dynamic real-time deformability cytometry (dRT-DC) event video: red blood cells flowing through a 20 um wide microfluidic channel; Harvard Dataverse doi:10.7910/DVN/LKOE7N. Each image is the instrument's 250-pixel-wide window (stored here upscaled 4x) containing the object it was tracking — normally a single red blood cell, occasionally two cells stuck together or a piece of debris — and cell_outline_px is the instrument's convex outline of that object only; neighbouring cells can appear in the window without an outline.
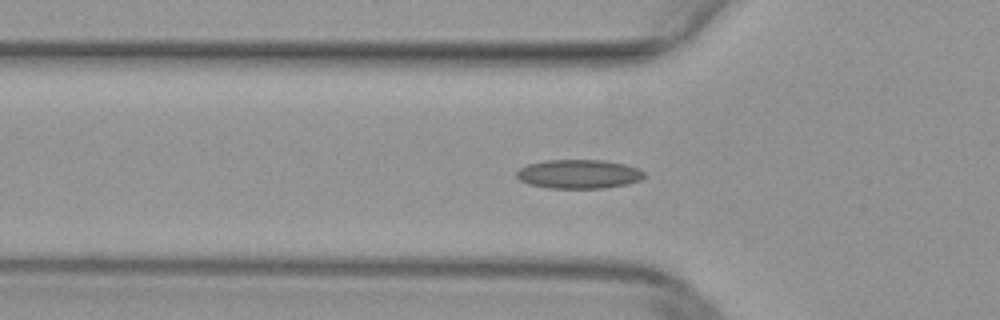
{"species": "common noctule bat (a hibernating species)", "species_latin": "Nyctalus noctula", "temperature_condition": "warm", "stored_images_in_passage": 42, "camera_frame_rate_fps": 3000, "um_per_image_px": 0.085, "animal": {"sex": "female", "body_mass_g": 29.2, "forearm_length_mm": 56.3}, "frame": {"image": 1, "passage_image": 12, "time_ms": 3.667, "image_size_px": [1000, 320], "cell_outline_px": [[644, 176], [640, 180], [628, 184], [604, 188], [548, 188], [528, 184], [520, 180], [516, 176], [516, 172], [520, 168], [528, 164], [544, 160], [604, 160], [624, 164], [636, 168], [644, 172]], "centroid_in_image_um": [49.17, 14.79], "position_along_channel_um": 76.6, "area_um2": 21.56}}
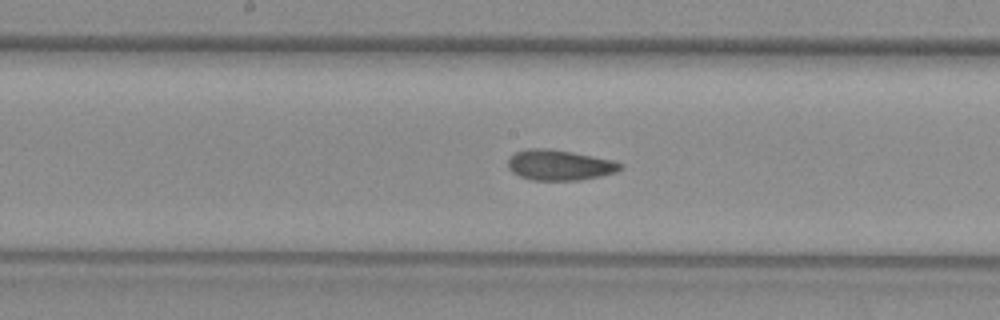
{"frame": {"image": 2, "passage_image": 21, "time_ms": 6.667, "image_size_px": [1000, 320], "cell_outline_px": [[624, 168], [616, 172], [600, 176], [580, 180], [532, 180], [520, 176], [512, 172], [508, 168], [508, 156], [524, 148], [548, 148], [572, 152], [616, 160], [624, 164]], "centroid_in_image_um": [47.58, 14.02], "position_along_channel_um": 200.6, "area_um2": 20.29}}
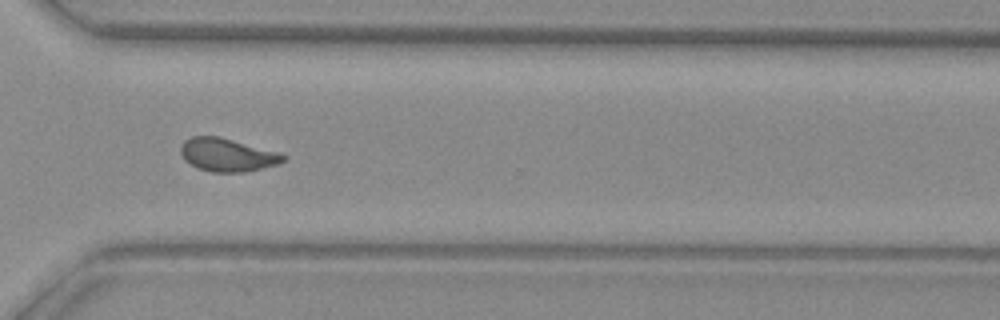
{"frame": {"image": 3, "passage_image": 32, "time_ms": 10.333, "image_size_px": [1000, 320], "cell_outline_px": [[288, 156], [284, 160], [276, 164], [244, 172], [212, 172], [200, 168], [184, 160], [180, 152], [180, 144], [184, 140], [192, 136], [220, 136], [276, 152]], "centroid_in_image_um": [19.26, 13.15], "position_along_channel_um": 351.3, "area_um2": 19.54}}